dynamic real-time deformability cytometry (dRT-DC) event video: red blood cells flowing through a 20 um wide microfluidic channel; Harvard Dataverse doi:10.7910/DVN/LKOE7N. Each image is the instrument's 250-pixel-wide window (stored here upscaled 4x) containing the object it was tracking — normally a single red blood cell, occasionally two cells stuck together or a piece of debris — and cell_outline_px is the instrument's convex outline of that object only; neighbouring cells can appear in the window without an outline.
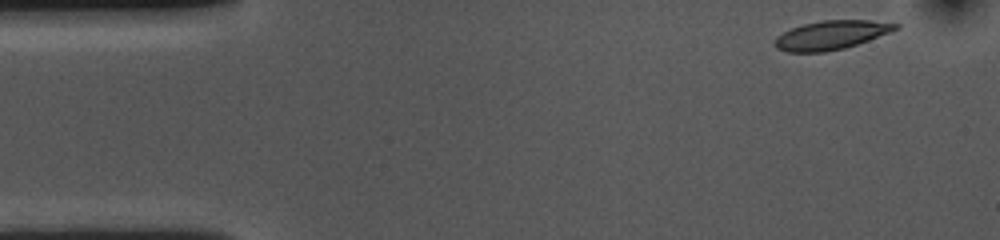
{"species": "common noctule bat (a hibernating species)", "species_latin": "Nyctalus noctula", "temperature_condition": "cold", "stored_images_in_passage": 51, "camera_frame_rate_fps": 3000, "um_per_image_px": 0.085, "animal": {"sex": "female", "body_mass_g": 10.0, "forearm_length_mm": 53.1}, "frame": {"image": 1, "passage_image": 1, "time_ms": 0.0, "image_size_px": [1000, 240], "cell_outline_px": [[900, 28], [868, 40], [844, 48], [824, 52], [788, 52], [776, 48], [772, 44], [772, 40], [776, 36], [792, 28], [804, 24], [824, 20], [868, 20], [900, 24]], "centroid_in_image_um": [70.6, 2.98], "position_along_channel_um": 14.4, "area_um2": 20.23}}
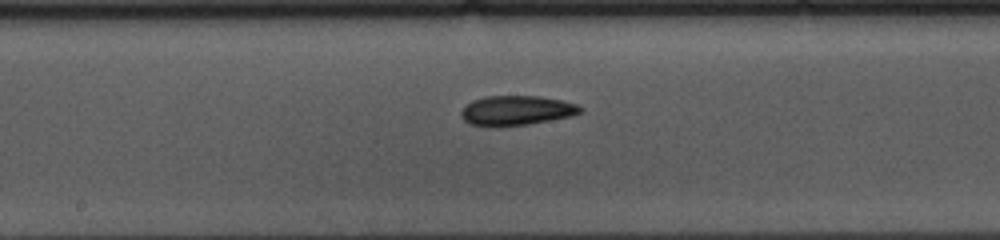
{"frame": {"image": 2, "passage_image": 24, "time_ms": 7.667, "image_size_px": [1000, 240], "cell_outline_px": [[584, 108], [580, 112], [572, 116], [528, 124], [492, 128], [468, 124], [460, 116], [460, 112], [472, 100], [484, 96], [536, 96], [564, 100], [576, 104]], "centroid_in_image_um": [43.87, 9.41], "position_along_channel_um": 204.3, "area_um2": 20.92}}
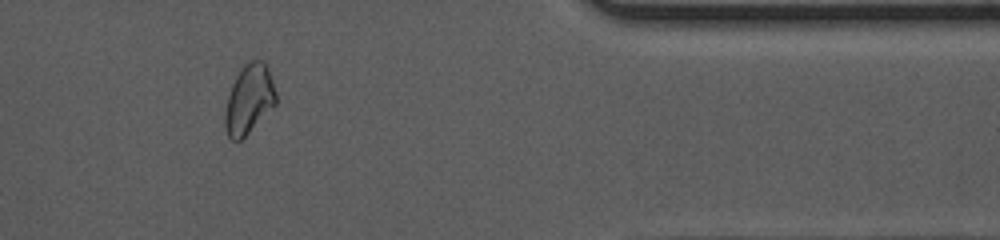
{"frame": {"image": 3, "passage_image": 42, "time_ms": 13.667, "image_size_px": [1000, 240], "cell_outline_px": [[276, 104], [240, 140], [232, 140], [228, 136], [224, 124], [224, 112], [228, 96], [232, 84], [236, 76], [244, 64], [248, 60], [260, 60], [264, 64], [272, 80], [276, 92]], "centroid_in_image_um": [21.14, 8.44], "position_along_channel_um": 390.3, "area_um2": 20.17}, "authors_computed_cell_mechanics": {"area_um2": 20.4612, "velocity_mm_per_s": 3.5888, "shape_relaxation_time_tau1_ms": 4.9044, "shape_relaxation_time_tau2_ms": 5.8948, "deformation_change_tau1": 0.1342, "deformation_change_tau2": 0.1125}}